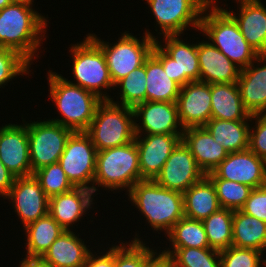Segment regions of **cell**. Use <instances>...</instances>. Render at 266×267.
Returning <instances> with one entry per match:
<instances>
[{
	"label": "cell",
	"mask_w": 266,
	"mask_h": 267,
	"mask_svg": "<svg viewBox=\"0 0 266 267\" xmlns=\"http://www.w3.org/2000/svg\"><path fill=\"white\" fill-rule=\"evenodd\" d=\"M25 257L41 258L52 243L65 231L48 213L23 228Z\"/></svg>",
	"instance_id": "83f0119b"
},
{
	"label": "cell",
	"mask_w": 266,
	"mask_h": 267,
	"mask_svg": "<svg viewBox=\"0 0 266 267\" xmlns=\"http://www.w3.org/2000/svg\"><path fill=\"white\" fill-rule=\"evenodd\" d=\"M129 242L117 241L115 245V267H145V263L158 251L144 243L137 232ZM139 235V236H138ZM155 249V250H154Z\"/></svg>",
	"instance_id": "d590c367"
},
{
	"label": "cell",
	"mask_w": 266,
	"mask_h": 267,
	"mask_svg": "<svg viewBox=\"0 0 266 267\" xmlns=\"http://www.w3.org/2000/svg\"><path fill=\"white\" fill-rule=\"evenodd\" d=\"M215 187L221 208L241 210L253 188L231 180L210 179Z\"/></svg>",
	"instance_id": "8d00e7d4"
},
{
	"label": "cell",
	"mask_w": 266,
	"mask_h": 267,
	"mask_svg": "<svg viewBox=\"0 0 266 267\" xmlns=\"http://www.w3.org/2000/svg\"><path fill=\"white\" fill-rule=\"evenodd\" d=\"M86 36L83 41L71 43L69 47V55H71L73 63L72 79L75 80L65 79L94 93L101 100H110L111 95L109 96L107 91L114 90V84L109 74L105 56L101 48L88 35Z\"/></svg>",
	"instance_id": "52a82bcc"
},
{
	"label": "cell",
	"mask_w": 266,
	"mask_h": 267,
	"mask_svg": "<svg viewBox=\"0 0 266 267\" xmlns=\"http://www.w3.org/2000/svg\"><path fill=\"white\" fill-rule=\"evenodd\" d=\"M244 108L253 114L266 113V55H259L241 69L237 81Z\"/></svg>",
	"instance_id": "7402d4cb"
},
{
	"label": "cell",
	"mask_w": 266,
	"mask_h": 267,
	"mask_svg": "<svg viewBox=\"0 0 266 267\" xmlns=\"http://www.w3.org/2000/svg\"><path fill=\"white\" fill-rule=\"evenodd\" d=\"M181 86L165 73L162 63L151 53L146 58V101L176 103Z\"/></svg>",
	"instance_id": "4dcf8cb0"
},
{
	"label": "cell",
	"mask_w": 266,
	"mask_h": 267,
	"mask_svg": "<svg viewBox=\"0 0 266 267\" xmlns=\"http://www.w3.org/2000/svg\"><path fill=\"white\" fill-rule=\"evenodd\" d=\"M97 149L85 131L72 132L68 137L59 164L75 187L93 191Z\"/></svg>",
	"instance_id": "7c38bea8"
},
{
	"label": "cell",
	"mask_w": 266,
	"mask_h": 267,
	"mask_svg": "<svg viewBox=\"0 0 266 267\" xmlns=\"http://www.w3.org/2000/svg\"><path fill=\"white\" fill-rule=\"evenodd\" d=\"M31 64L18 52L0 47V88H4L10 81L16 80L20 75L31 76ZM13 79V80H12Z\"/></svg>",
	"instance_id": "f35d334b"
},
{
	"label": "cell",
	"mask_w": 266,
	"mask_h": 267,
	"mask_svg": "<svg viewBox=\"0 0 266 267\" xmlns=\"http://www.w3.org/2000/svg\"><path fill=\"white\" fill-rule=\"evenodd\" d=\"M133 112L136 135L183 134L176 103L145 101L136 105Z\"/></svg>",
	"instance_id": "2e32d148"
},
{
	"label": "cell",
	"mask_w": 266,
	"mask_h": 267,
	"mask_svg": "<svg viewBox=\"0 0 266 267\" xmlns=\"http://www.w3.org/2000/svg\"><path fill=\"white\" fill-rule=\"evenodd\" d=\"M79 236L75 231L65 230L40 259L51 267H83L93 248Z\"/></svg>",
	"instance_id": "d4e9b609"
},
{
	"label": "cell",
	"mask_w": 266,
	"mask_h": 267,
	"mask_svg": "<svg viewBox=\"0 0 266 267\" xmlns=\"http://www.w3.org/2000/svg\"><path fill=\"white\" fill-rule=\"evenodd\" d=\"M211 118L222 120H251L244 108L237 82L211 84Z\"/></svg>",
	"instance_id": "484cf974"
},
{
	"label": "cell",
	"mask_w": 266,
	"mask_h": 267,
	"mask_svg": "<svg viewBox=\"0 0 266 267\" xmlns=\"http://www.w3.org/2000/svg\"><path fill=\"white\" fill-rule=\"evenodd\" d=\"M119 92L117 99L111 97V101L123 106L134 108L136 105L146 101V59L144 64L130 72L114 85V91Z\"/></svg>",
	"instance_id": "836d02e7"
},
{
	"label": "cell",
	"mask_w": 266,
	"mask_h": 267,
	"mask_svg": "<svg viewBox=\"0 0 266 267\" xmlns=\"http://www.w3.org/2000/svg\"><path fill=\"white\" fill-rule=\"evenodd\" d=\"M151 53L162 63L170 79L181 87L199 81L197 42H185L181 35H166L156 39Z\"/></svg>",
	"instance_id": "9c48e42d"
},
{
	"label": "cell",
	"mask_w": 266,
	"mask_h": 267,
	"mask_svg": "<svg viewBox=\"0 0 266 267\" xmlns=\"http://www.w3.org/2000/svg\"><path fill=\"white\" fill-rule=\"evenodd\" d=\"M11 3H24L27 5H34V0H10Z\"/></svg>",
	"instance_id": "7dc6e473"
},
{
	"label": "cell",
	"mask_w": 266,
	"mask_h": 267,
	"mask_svg": "<svg viewBox=\"0 0 266 267\" xmlns=\"http://www.w3.org/2000/svg\"><path fill=\"white\" fill-rule=\"evenodd\" d=\"M156 25V39L166 35H182L189 27L199 31L206 0H145ZM159 31H158V28ZM157 28V29H156ZM159 35V36H158Z\"/></svg>",
	"instance_id": "30bf717a"
},
{
	"label": "cell",
	"mask_w": 266,
	"mask_h": 267,
	"mask_svg": "<svg viewBox=\"0 0 266 267\" xmlns=\"http://www.w3.org/2000/svg\"><path fill=\"white\" fill-rule=\"evenodd\" d=\"M145 267H173L171 258L157 251L146 263Z\"/></svg>",
	"instance_id": "f6af8a7d"
},
{
	"label": "cell",
	"mask_w": 266,
	"mask_h": 267,
	"mask_svg": "<svg viewBox=\"0 0 266 267\" xmlns=\"http://www.w3.org/2000/svg\"><path fill=\"white\" fill-rule=\"evenodd\" d=\"M22 119L21 124L8 123L0 127V161L15 177L32 175L28 120Z\"/></svg>",
	"instance_id": "9a60e30c"
},
{
	"label": "cell",
	"mask_w": 266,
	"mask_h": 267,
	"mask_svg": "<svg viewBox=\"0 0 266 267\" xmlns=\"http://www.w3.org/2000/svg\"><path fill=\"white\" fill-rule=\"evenodd\" d=\"M238 1H250V0H235V3L238 2Z\"/></svg>",
	"instance_id": "681fc988"
},
{
	"label": "cell",
	"mask_w": 266,
	"mask_h": 267,
	"mask_svg": "<svg viewBox=\"0 0 266 267\" xmlns=\"http://www.w3.org/2000/svg\"><path fill=\"white\" fill-rule=\"evenodd\" d=\"M173 267H220V251L212 248H164Z\"/></svg>",
	"instance_id": "e575fe53"
},
{
	"label": "cell",
	"mask_w": 266,
	"mask_h": 267,
	"mask_svg": "<svg viewBox=\"0 0 266 267\" xmlns=\"http://www.w3.org/2000/svg\"><path fill=\"white\" fill-rule=\"evenodd\" d=\"M11 2L10 0H0V10H2L4 7L9 5Z\"/></svg>",
	"instance_id": "c3c4849f"
},
{
	"label": "cell",
	"mask_w": 266,
	"mask_h": 267,
	"mask_svg": "<svg viewBox=\"0 0 266 267\" xmlns=\"http://www.w3.org/2000/svg\"><path fill=\"white\" fill-rule=\"evenodd\" d=\"M3 199L12 203L23 228L48 214L49 197L34 175L15 177L12 187Z\"/></svg>",
	"instance_id": "5bb4252c"
},
{
	"label": "cell",
	"mask_w": 266,
	"mask_h": 267,
	"mask_svg": "<svg viewBox=\"0 0 266 267\" xmlns=\"http://www.w3.org/2000/svg\"><path fill=\"white\" fill-rule=\"evenodd\" d=\"M126 195L131 206L138 209L153 233L157 231L161 234L163 231L166 235L185 217L183 193L163 188L154 180L137 182Z\"/></svg>",
	"instance_id": "7a4b0ae2"
},
{
	"label": "cell",
	"mask_w": 266,
	"mask_h": 267,
	"mask_svg": "<svg viewBox=\"0 0 266 267\" xmlns=\"http://www.w3.org/2000/svg\"><path fill=\"white\" fill-rule=\"evenodd\" d=\"M250 125L249 149L266 160V113L251 115Z\"/></svg>",
	"instance_id": "60d3db41"
},
{
	"label": "cell",
	"mask_w": 266,
	"mask_h": 267,
	"mask_svg": "<svg viewBox=\"0 0 266 267\" xmlns=\"http://www.w3.org/2000/svg\"><path fill=\"white\" fill-rule=\"evenodd\" d=\"M197 54L200 68V82L219 84L235 83L238 81L241 68L209 41L197 40Z\"/></svg>",
	"instance_id": "603a6c76"
},
{
	"label": "cell",
	"mask_w": 266,
	"mask_h": 267,
	"mask_svg": "<svg viewBox=\"0 0 266 267\" xmlns=\"http://www.w3.org/2000/svg\"><path fill=\"white\" fill-rule=\"evenodd\" d=\"M94 197L92 190L75 187L69 192L50 197L48 213L64 230L73 231V225L91 212V208L94 210Z\"/></svg>",
	"instance_id": "ffe728a7"
},
{
	"label": "cell",
	"mask_w": 266,
	"mask_h": 267,
	"mask_svg": "<svg viewBox=\"0 0 266 267\" xmlns=\"http://www.w3.org/2000/svg\"><path fill=\"white\" fill-rule=\"evenodd\" d=\"M241 210L266 222V185L253 189Z\"/></svg>",
	"instance_id": "b9f144b4"
},
{
	"label": "cell",
	"mask_w": 266,
	"mask_h": 267,
	"mask_svg": "<svg viewBox=\"0 0 266 267\" xmlns=\"http://www.w3.org/2000/svg\"><path fill=\"white\" fill-rule=\"evenodd\" d=\"M250 124L251 120L232 121L211 118L204 127L218 144L229 153H233L249 149Z\"/></svg>",
	"instance_id": "f1b7e54d"
},
{
	"label": "cell",
	"mask_w": 266,
	"mask_h": 267,
	"mask_svg": "<svg viewBox=\"0 0 266 267\" xmlns=\"http://www.w3.org/2000/svg\"><path fill=\"white\" fill-rule=\"evenodd\" d=\"M165 237L169 241V247L167 248H210L201 220L183 217Z\"/></svg>",
	"instance_id": "1f68e13d"
},
{
	"label": "cell",
	"mask_w": 266,
	"mask_h": 267,
	"mask_svg": "<svg viewBox=\"0 0 266 267\" xmlns=\"http://www.w3.org/2000/svg\"><path fill=\"white\" fill-rule=\"evenodd\" d=\"M85 132L97 151L128 144L136 136L133 108L102 100Z\"/></svg>",
	"instance_id": "ba28073f"
},
{
	"label": "cell",
	"mask_w": 266,
	"mask_h": 267,
	"mask_svg": "<svg viewBox=\"0 0 266 267\" xmlns=\"http://www.w3.org/2000/svg\"><path fill=\"white\" fill-rule=\"evenodd\" d=\"M73 131L49 119L29 121L28 141L32 175L38 169L58 163Z\"/></svg>",
	"instance_id": "8fae6325"
},
{
	"label": "cell",
	"mask_w": 266,
	"mask_h": 267,
	"mask_svg": "<svg viewBox=\"0 0 266 267\" xmlns=\"http://www.w3.org/2000/svg\"><path fill=\"white\" fill-rule=\"evenodd\" d=\"M113 243L110 244L112 246L108 250L105 248L101 252L93 250L83 267H115V245Z\"/></svg>",
	"instance_id": "7bdbcfd3"
},
{
	"label": "cell",
	"mask_w": 266,
	"mask_h": 267,
	"mask_svg": "<svg viewBox=\"0 0 266 267\" xmlns=\"http://www.w3.org/2000/svg\"><path fill=\"white\" fill-rule=\"evenodd\" d=\"M183 199L185 217L193 220L202 221L221 208L215 187L206 175L183 193Z\"/></svg>",
	"instance_id": "4316f807"
},
{
	"label": "cell",
	"mask_w": 266,
	"mask_h": 267,
	"mask_svg": "<svg viewBox=\"0 0 266 267\" xmlns=\"http://www.w3.org/2000/svg\"><path fill=\"white\" fill-rule=\"evenodd\" d=\"M237 13L224 8L237 22L240 32L259 54L266 55V6L261 0L238 1ZM229 10V11H228Z\"/></svg>",
	"instance_id": "44dd1931"
},
{
	"label": "cell",
	"mask_w": 266,
	"mask_h": 267,
	"mask_svg": "<svg viewBox=\"0 0 266 267\" xmlns=\"http://www.w3.org/2000/svg\"><path fill=\"white\" fill-rule=\"evenodd\" d=\"M176 105L183 128L204 126L211 119V84L187 83L181 87Z\"/></svg>",
	"instance_id": "d6986e66"
},
{
	"label": "cell",
	"mask_w": 266,
	"mask_h": 267,
	"mask_svg": "<svg viewBox=\"0 0 266 267\" xmlns=\"http://www.w3.org/2000/svg\"><path fill=\"white\" fill-rule=\"evenodd\" d=\"M15 176L0 161V197L4 198L13 185Z\"/></svg>",
	"instance_id": "ee69618b"
},
{
	"label": "cell",
	"mask_w": 266,
	"mask_h": 267,
	"mask_svg": "<svg viewBox=\"0 0 266 267\" xmlns=\"http://www.w3.org/2000/svg\"><path fill=\"white\" fill-rule=\"evenodd\" d=\"M33 175L40 182L42 190L49 198L75 188L59 162L44 166L35 171Z\"/></svg>",
	"instance_id": "74e56055"
},
{
	"label": "cell",
	"mask_w": 266,
	"mask_h": 267,
	"mask_svg": "<svg viewBox=\"0 0 266 267\" xmlns=\"http://www.w3.org/2000/svg\"><path fill=\"white\" fill-rule=\"evenodd\" d=\"M141 181L138 150L135 140L123 146L97 151L93 193L98 195L100 187L106 192L118 193L125 191V195ZM109 190V191H107ZM97 193V194H96Z\"/></svg>",
	"instance_id": "5b68a950"
},
{
	"label": "cell",
	"mask_w": 266,
	"mask_h": 267,
	"mask_svg": "<svg viewBox=\"0 0 266 267\" xmlns=\"http://www.w3.org/2000/svg\"><path fill=\"white\" fill-rule=\"evenodd\" d=\"M265 255L255 249L230 246L220 251V267H266Z\"/></svg>",
	"instance_id": "ab89813d"
},
{
	"label": "cell",
	"mask_w": 266,
	"mask_h": 267,
	"mask_svg": "<svg viewBox=\"0 0 266 267\" xmlns=\"http://www.w3.org/2000/svg\"><path fill=\"white\" fill-rule=\"evenodd\" d=\"M182 134L136 135L142 180H154L170 154L181 142Z\"/></svg>",
	"instance_id": "ac0fdd59"
},
{
	"label": "cell",
	"mask_w": 266,
	"mask_h": 267,
	"mask_svg": "<svg viewBox=\"0 0 266 267\" xmlns=\"http://www.w3.org/2000/svg\"><path fill=\"white\" fill-rule=\"evenodd\" d=\"M207 234L209 247L218 251L232 246L233 211L220 208L209 217L202 220Z\"/></svg>",
	"instance_id": "d6a6232c"
},
{
	"label": "cell",
	"mask_w": 266,
	"mask_h": 267,
	"mask_svg": "<svg viewBox=\"0 0 266 267\" xmlns=\"http://www.w3.org/2000/svg\"><path fill=\"white\" fill-rule=\"evenodd\" d=\"M18 267H51L40 258H26L24 257L23 260L19 262Z\"/></svg>",
	"instance_id": "bcb514c9"
},
{
	"label": "cell",
	"mask_w": 266,
	"mask_h": 267,
	"mask_svg": "<svg viewBox=\"0 0 266 267\" xmlns=\"http://www.w3.org/2000/svg\"><path fill=\"white\" fill-rule=\"evenodd\" d=\"M49 97L60 114L48 118L73 132L86 131L94 118L97 106L102 101L94 93L68 82L62 74L48 70ZM60 117V118H59Z\"/></svg>",
	"instance_id": "277c9868"
},
{
	"label": "cell",
	"mask_w": 266,
	"mask_h": 267,
	"mask_svg": "<svg viewBox=\"0 0 266 267\" xmlns=\"http://www.w3.org/2000/svg\"><path fill=\"white\" fill-rule=\"evenodd\" d=\"M34 6L10 3L0 10V47L18 52L31 64L42 56L39 49L50 23Z\"/></svg>",
	"instance_id": "6da1fadb"
},
{
	"label": "cell",
	"mask_w": 266,
	"mask_h": 267,
	"mask_svg": "<svg viewBox=\"0 0 266 267\" xmlns=\"http://www.w3.org/2000/svg\"><path fill=\"white\" fill-rule=\"evenodd\" d=\"M145 29L144 35L140 37L125 30V32H121L118 40L112 43L102 40L95 33H87L101 48L114 85L130 72L142 66L145 59L151 54L156 36L149 29Z\"/></svg>",
	"instance_id": "8992f818"
},
{
	"label": "cell",
	"mask_w": 266,
	"mask_h": 267,
	"mask_svg": "<svg viewBox=\"0 0 266 267\" xmlns=\"http://www.w3.org/2000/svg\"><path fill=\"white\" fill-rule=\"evenodd\" d=\"M209 179L231 180L255 189L266 185V160L250 149L229 153L210 173Z\"/></svg>",
	"instance_id": "4fadbf2b"
},
{
	"label": "cell",
	"mask_w": 266,
	"mask_h": 267,
	"mask_svg": "<svg viewBox=\"0 0 266 267\" xmlns=\"http://www.w3.org/2000/svg\"><path fill=\"white\" fill-rule=\"evenodd\" d=\"M181 141L205 175L212 172L229 154L204 126L184 128Z\"/></svg>",
	"instance_id": "cb8c5ba5"
},
{
	"label": "cell",
	"mask_w": 266,
	"mask_h": 267,
	"mask_svg": "<svg viewBox=\"0 0 266 267\" xmlns=\"http://www.w3.org/2000/svg\"><path fill=\"white\" fill-rule=\"evenodd\" d=\"M205 176L193 155L181 141L170 154L154 181L163 188L184 193Z\"/></svg>",
	"instance_id": "e0dca14e"
},
{
	"label": "cell",
	"mask_w": 266,
	"mask_h": 267,
	"mask_svg": "<svg viewBox=\"0 0 266 267\" xmlns=\"http://www.w3.org/2000/svg\"><path fill=\"white\" fill-rule=\"evenodd\" d=\"M218 0H206L200 22V34L239 68L248 67L259 54L249 45L234 18L219 6Z\"/></svg>",
	"instance_id": "3957f363"
},
{
	"label": "cell",
	"mask_w": 266,
	"mask_h": 267,
	"mask_svg": "<svg viewBox=\"0 0 266 267\" xmlns=\"http://www.w3.org/2000/svg\"><path fill=\"white\" fill-rule=\"evenodd\" d=\"M232 246L266 253V222L242 210L233 211Z\"/></svg>",
	"instance_id": "f546056e"
}]
</instances>
